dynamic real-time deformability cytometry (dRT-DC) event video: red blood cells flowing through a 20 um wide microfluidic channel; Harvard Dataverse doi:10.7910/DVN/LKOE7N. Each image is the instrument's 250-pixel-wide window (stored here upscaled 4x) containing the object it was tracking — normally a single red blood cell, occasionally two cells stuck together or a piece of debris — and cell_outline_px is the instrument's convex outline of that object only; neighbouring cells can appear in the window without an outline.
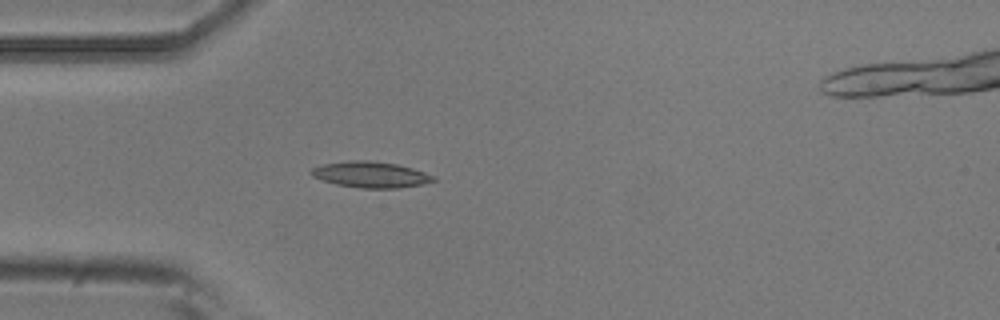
{"species": "common noctule bat (a hibernating species)", "species_latin": "Nyctalus noctula", "temperature_condition": "room temperature", "stored_images_in_passage": 4, "camera_frame_rate_fps": 3000, "um_per_image_px": 0.085, "animal": {"sex": "male", "body_mass_g": 20.5, "forearm_length_mm": 52.5}, "frame": {"image": 1, "passage_image": 4, "time_ms": 1.0, "image_size_px": [1000, 320], "cell_outline_px": [[436, 180], [424, 184], [400, 188], [360, 188], [336, 184], [312, 176], [308, 172], [312, 168], [324, 164], [352, 160], [368, 160], [396, 164], [412, 168], [436, 176]], "centroid_in_image_um": [31.53, 14.84], "position_along_channel_um": 53.5, "area_um2": 18.5}}